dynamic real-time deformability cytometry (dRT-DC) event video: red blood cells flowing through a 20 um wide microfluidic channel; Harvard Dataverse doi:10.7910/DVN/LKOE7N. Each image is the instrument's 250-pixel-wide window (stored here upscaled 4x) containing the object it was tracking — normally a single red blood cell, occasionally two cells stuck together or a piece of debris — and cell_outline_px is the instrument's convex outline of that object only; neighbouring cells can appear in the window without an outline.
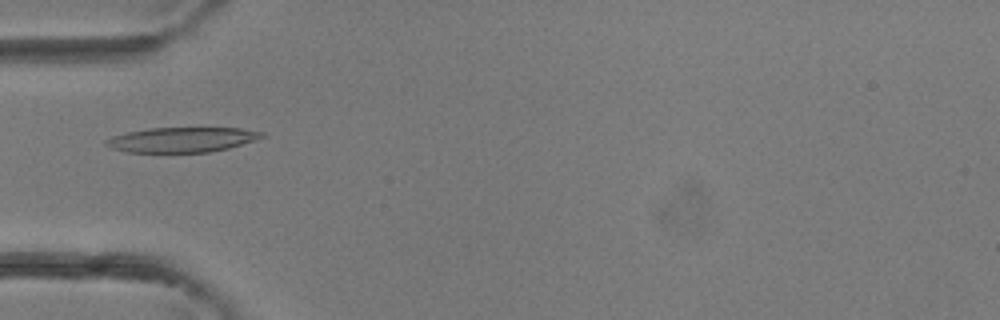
{"species": "common noctule bat (a hibernating species)", "species_latin": "Nyctalus noctula", "temperature_condition": "room temperature", "stored_images_in_passage": 4, "camera_frame_rate_fps": 3000, "um_per_image_px": 0.085, "animal": {"sex": "female"}, "frame": {"image": 1, "passage_image": 4, "time_ms": 1.0, "image_size_px": [1000, 320], "cell_outline_px": [[264, 136], [228, 148], [208, 152], [128, 152], [112, 148], [104, 144], [104, 140], [112, 136], [128, 132], [148, 128], [240, 128], [264, 132]], "centroid_in_image_um": [15.41, 11.87], "position_along_channel_um": 69.6, "area_um2": 22.37}}